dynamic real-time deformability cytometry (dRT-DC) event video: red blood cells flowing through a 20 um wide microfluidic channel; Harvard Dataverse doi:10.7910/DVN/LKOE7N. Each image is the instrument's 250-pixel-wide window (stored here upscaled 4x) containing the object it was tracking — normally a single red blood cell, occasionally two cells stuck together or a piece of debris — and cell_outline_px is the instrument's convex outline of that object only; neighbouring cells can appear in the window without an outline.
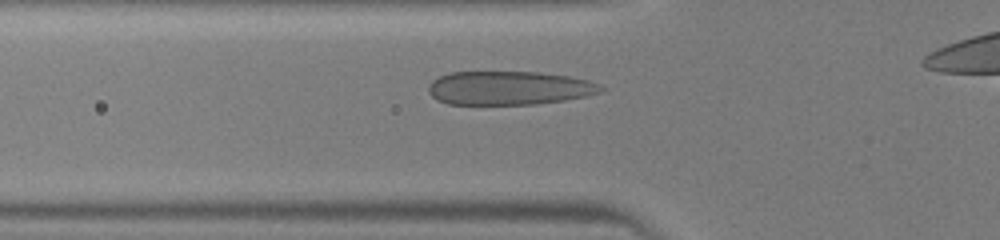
{"species": "human", "species_latin": "Homo sapiens", "temperature_condition": "warm", "stored_images_in_passage": 31, "camera_frame_rate_fps": 3000, "um_per_image_px": 0.085, "donor": {"sex": "male"}, "frame": {"image": 1, "passage_image": 7, "time_ms": 2.0, "image_size_px": [1000, 240], "cell_outline_px": [[608, 88], [600, 92], [584, 96], [564, 100], [536, 104], [448, 104], [436, 100], [428, 92], [428, 84], [432, 80], [448, 72], [540, 72], [568, 76], [588, 80], [600, 84]], "centroid_in_image_um": [43.26, 7.48], "position_along_channel_um": 82.5, "area_um2": 34.04}}
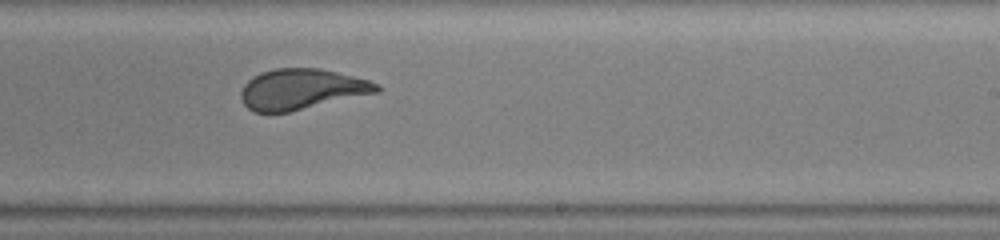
{"frame": {"image": 2, "passage_image": 19, "time_ms": 6.0, "image_size_px": [1000, 240], "cell_outline_px": [[380, 92], [288, 112], [252, 112], [244, 104], [240, 96], [240, 92], [244, 84], [252, 76], [260, 72], [276, 68], [320, 68], [368, 80], [380, 84]], "centroid_in_image_um": [25.62, 7.58], "position_along_channel_um": 263.4, "area_um2": 32.14}}
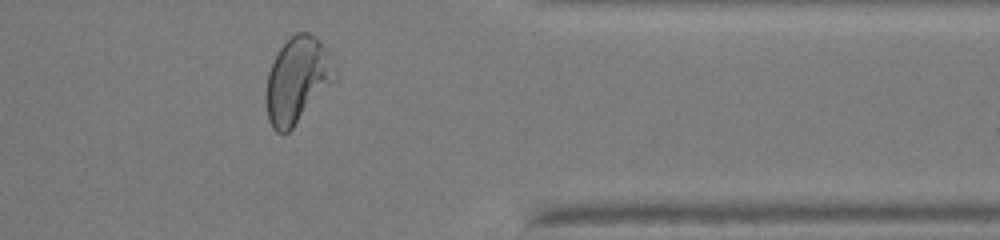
{"frame": {"image": 3, "passage_image": 28, "time_ms": 9.0, "image_size_px": [1000, 240], "cell_outline_px": [[336, 80], [292, 128], [288, 132], [276, 132], [272, 128], [268, 120], [264, 100], [264, 96], [268, 72], [280, 48], [296, 32], [308, 32], [316, 36], [320, 40], [328, 52], [336, 68]], "centroid_in_image_um": [25.26, 6.82], "position_along_channel_um": 386.1, "area_um2": 34.56}}